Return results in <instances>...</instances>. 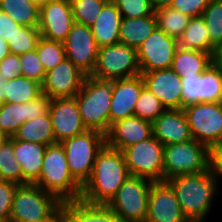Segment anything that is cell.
<instances>
[{
  "label": "cell",
  "mask_w": 222,
  "mask_h": 222,
  "mask_svg": "<svg viewBox=\"0 0 222 222\" xmlns=\"http://www.w3.org/2000/svg\"><path fill=\"white\" fill-rule=\"evenodd\" d=\"M130 177L122 151L106 144L99 151L89 180L84 184L80 199L91 204L107 205Z\"/></svg>",
  "instance_id": "1"
},
{
  "label": "cell",
  "mask_w": 222,
  "mask_h": 222,
  "mask_svg": "<svg viewBox=\"0 0 222 222\" xmlns=\"http://www.w3.org/2000/svg\"><path fill=\"white\" fill-rule=\"evenodd\" d=\"M166 182L175 193L186 219L189 222H205L220 191L209 171L176 176Z\"/></svg>",
  "instance_id": "2"
},
{
  "label": "cell",
  "mask_w": 222,
  "mask_h": 222,
  "mask_svg": "<svg viewBox=\"0 0 222 222\" xmlns=\"http://www.w3.org/2000/svg\"><path fill=\"white\" fill-rule=\"evenodd\" d=\"M34 184L56 196L62 203L80 199L82 187L70 174L64 147L60 142L47 145L41 173Z\"/></svg>",
  "instance_id": "3"
},
{
  "label": "cell",
  "mask_w": 222,
  "mask_h": 222,
  "mask_svg": "<svg viewBox=\"0 0 222 222\" xmlns=\"http://www.w3.org/2000/svg\"><path fill=\"white\" fill-rule=\"evenodd\" d=\"M74 98L85 127L106 134L110 128L112 80L87 76Z\"/></svg>",
  "instance_id": "4"
},
{
  "label": "cell",
  "mask_w": 222,
  "mask_h": 222,
  "mask_svg": "<svg viewBox=\"0 0 222 222\" xmlns=\"http://www.w3.org/2000/svg\"><path fill=\"white\" fill-rule=\"evenodd\" d=\"M73 179L83 187L89 180L96 156L106 144L105 134L87 130L61 142Z\"/></svg>",
  "instance_id": "5"
},
{
  "label": "cell",
  "mask_w": 222,
  "mask_h": 222,
  "mask_svg": "<svg viewBox=\"0 0 222 222\" xmlns=\"http://www.w3.org/2000/svg\"><path fill=\"white\" fill-rule=\"evenodd\" d=\"M62 202L35 184L18 185L9 222H34L52 217Z\"/></svg>",
  "instance_id": "6"
},
{
  "label": "cell",
  "mask_w": 222,
  "mask_h": 222,
  "mask_svg": "<svg viewBox=\"0 0 222 222\" xmlns=\"http://www.w3.org/2000/svg\"><path fill=\"white\" fill-rule=\"evenodd\" d=\"M153 182L147 178L130 175L107 206L123 222H146Z\"/></svg>",
  "instance_id": "7"
},
{
  "label": "cell",
  "mask_w": 222,
  "mask_h": 222,
  "mask_svg": "<svg viewBox=\"0 0 222 222\" xmlns=\"http://www.w3.org/2000/svg\"><path fill=\"white\" fill-rule=\"evenodd\" d=\"M208 147L195 139L164 145V181L186 174H198L208 170Z\"/></svg>",
  "instance_id": "8"
},
{
  "label": "cell",
  "mask_w": 222,
  "mask_h": 222,
  "mask_svg": "<svg viewBox=\"0 0 222 222\" xmlns=\"http://www.w3.org/2000/svg\"><path fill=\"white\" fill-rule=\"evenodd\" d=\"M140 74L137 49L116 43L99 48L97 62L90 76L99 80L111 81Z\"/></svg>",
  "instance_id": "9"
},
{
  "label": "cell",
  "mask_w": 222,
  "mask_h": 222,
  "mask_svg": "<svg viewBox=\"0 0 222 222\" xmlns=\"http://www.w3.org/2000/svg\"><path fill=\"white\" fill-rule=\"evenodd\" d=\"M183 111L193 139L208 148L222 142V101L188 104Z\"/></svg>",
  "instance_id": "10"
},
{
  "label": "cell",
  "mask_w": 222,
  "mask_h": 222,
  "mask_svg": "<svg viewBox=\"0 0 222 222\" xmlns=\"http://www.w3.org/2000/svg\"><path fill=\"white\" fill-rule=\"evenodd\" d=\"M164 145L154 136L122 150L127 169L132 176L164 181Z\"/></svg>",
  "instance_id": "11"
},
{
  "label": "cell",
  "mask_w": 222,
  "mask_h": 222,
  "mask_svg": "<svg viewBox=\"0 0 222 222\" xmlns=\"http://www.w3.org/2000/svg\"><path fill=\"white\" fill-rule=\"evenodd\" d=\"M177 48L176 39L156 28L137 48L140 72L169 69Z\"/></svg>",
  "instance_id": "12"
},
{
  "label": "cell",
  "mask_w": 222,
  "mask_h": 222,
  "mask_svg": "<svg viewBox=\"0 0 222 222\" xmlns=\"http://www.w3.org/2000/svg\"><path fill=\"white\" fill-rule=\"evenodd\" d=\"M63 43L66 58L90 76L94 71L99 51L91 27L75 22Z\"/></svg>",
  "instance_id": "13"
},
{
  "label": "cell",
  "mask_w": 222,
  "mask_h": 222,
  "mask_svg": "<svg viewBox=\"0 0 222 222\" xmlns=\"http://www.w3.org/2000/svg\"><path fill=\"white\" fill-rule=\"evenodd\" d=\"M87 77L68 58L46 72L42 93L54 98H74Z\"/></svg>",
  "instance_id": "14"
},
{
  "label": "cell",
  "mask_w": 222,
  "mask_h": 222,
  "mask_svg": "<svg viewBox=\"0 0 222 222\" xmlns=\"http://www.w3.org/2000/svg\"><path fill=\"white\" fill-rule=\"evenodd\" d=\"M74 23L70 0H49L40 9L38 29L46 39L64 42Z\"/></svg>",
  "instance_id": "15"
},
{
  "label": "cell",
  "mask_w": 222,
  "mask_h": 222,
  "mask_svg": "<svg viewBox=\"0 0 222 222\" xmlns=\"http://www.w3.org/2000/svg\"><path fill=\"white\" fill-rule=\"evenodd\" d=\"M51 100L42 93L27 103H2L0 105V131L8 137H13L23 123L47 114Z\"/></svg>",
  "instance_id": "16"
},
{
  "label": "cell",
  "mask_w": 222,
  "mask_h": 222,
  "mask_svg": "<svg viewBox=\"0 0 222 222\" xmlns=\"http://www.w3.org/2000/svg\"><path fill=\"white\" fill-rule=\"evenodd\" d=\"M56 142L79 135L88 129L83 124L75 98H54L49 106Z\"/></svg>",
  "instance_id": "17"
},
{
  "label": "cell",
  "mask_w": 222,
  "mask_h": 222,
  "mask_svg": "<svg viewBox=\"0 0 222 222\" xmlns=\"http://www.w3.org/2000/svg\"><path fill=\"white\" fill-rule=\"evenodd\" d=\"M146 222H189L175 193L166 181L152 183Z\"/></svg>",
  "instance_id": "18"
},
{
  "label": "cell",
  "mask_w": 222,
  "mask_h": 222,
  "mask_svg": "<svg viewBox=\"0 0 222 222\" xmlns=\"http://www.w3.org/2000/svg\"><path fill=\"white\" fill-rule=\"evenodd\" d=\"M147 87L166 109H183L180 76L171 68L141 73Z\"/></svg>",
  "instance_id": "19"
},
{
  "label": "cell",
  "mask_w": 222,
  "mask_h": 222,
  "mask_svg": "<svg viewBox=\"0 0 222 222\" xmlns=\"http://www.w3.org/2000/svg\"><path fill=\"white\" fill-rule=\"evenodd\" d=\"M144 86L141 74L131 78L112 80L110 126L118 120L134 116L135 104Z\"/></svg>",
  "instance_id": "20"
},
{
  "label": "cell",
  "mask_w": 222,
  "mask_h": 222,
  "mask_svg": "<svg viewBox=\"0 0 222 222\" xmlns=\"http://www.w3.org/2000/svg\"><path fill=\"white\" fill-rule=\"evenodd\" d=\"M153 136L152 123L137 116L127 117L111 124L105 134L106 145L122 151L124 148Z\"/></svg>",
  "instance_id": "21"
},
{
  "label": "cell",
  "mask_w": 222,
  "mask_h": 222,
  "mask_svg": "<svg viewBox=\"0 0 222 222\" xmlns=\"http://www.w3.org/2000/svg\"><path fill=\"white\" fill-rule=\"evenodd\" d=\"M153 136L163 145L192 140L183 109H166L152 122Z\"/></svg>",
  "instance_id": "22"
},
{
  "label": "cell",
  "mask_w": 222,
  "mask_h": 222,
  "mask_svg": "<svg viewBox=\"0 0 222 222\" xmlns=\"http://www.w3.org/2000/svg\"><path fill=\"white\" fill-rule=\"evenodd\" d=\"M14 156L22 168V185L34 184L41 173L47 145L13 138Z\"/></svg>",
  "instance_id": "23"
},
{
  "label": "cell",
  "mask_w": 222,
  "mask_h": 222,
  "mask_svg": "<svg viewBox=\"0 0 222 222\" xmlns=\"http://www.w3.org/2000/svg\"><path fill=\"white\" fill-rule=\"evenodd\" d=\"M63 222H123L107 205L91 204L82 199L67 201Z\"/></svg>",
  "instance_id": "24"
},
{
  "label": "cell",
  "mask_w": 222,
  "mask_h": 222,
  "mask_svg": "<svg viewBox=\"0 0 222 222\" xmlns=\"http://www.w3.org/2000/svg\"><path fill=\"white\" fill-rule=\"evenodd\" d=\"M121 13L114 2H106L96 21L90 26L99 48L119 43Z\"/></svg>",
  "instance_id": "25"
},
{
  "label": "cell",
  "mask_w": 222,
  "mask_h": 222,
  "mask_svg": "<svg viewBox=\"0 0 222 222\" xmlns=\"http://www.w3.org/2000/svg\"><path fill=\"white\" fill-rule=\"evenodd\" d=\"M157 28L155 14L142 18H122L119 29V43L137 49Z\"/></svg>",
  "instance_id": "26"
},
{
  "label": "cell",
  "mask_w": 222,
  "mask_h": 222,
  "mask_svg": "<svg viewBox=\"0 0 222 222\" xmlns=\"http://www.w3.org/2000/svg\"><path fill=\"white\" fill-rule=\"evenodd\" d=\"M210 65H212L210 53L177 48L170 68L182 79L187 76L201 75Z\"/></svg>",
  "instance_id": "27"
},
{
  "label": "cell",
  "mask_w": 222,
  "mask_h": 222,
  "mask_svg": "<svg viewBox=\"0 0 222 222\" xmlns=\"http://www.w3.org/2000/svg\"><path fill=\"white\" fill-rule=\"evenodd\" d=\"M13 138L44 145L57 143L49 113L23 123Z\"/></svg>",
  "instance_id": "28"
},
{
  "label": "cell",
  "mask_w": 222,
  "mask_h": 222,
  "mask_svg": "<svg viewBox=\"0 0 222 222\" xmlns=\"http://www.w3.org/2000/svg\"><path fill=\"white\" fill-rule=\"evenodd\" d=\"M177 44L181 49L210 53V39L202 15L191 18L183 34L177 39Z\"/></svg>",
  "instance_id": "29"
},
{
  "label": "cell",
  "mask_w": 222,
  "mask_h": 222,
  "mask_svg": "<svg viewBox=\"0 0 222 222\" xmlns=\"http://www.w3.org/2000/svg\"><path fill=\"white\" fill-rule=\"evenodd\" d=\"M0 10L8 14L19 25L39 26L40 8L29 0H0Z\"/></svg>",
  "instance_id": "30"
},
{
  "label": "cell",
  "mask_w": 222,
  "mask_h": 222,
  "mask_svg": "<svg viewBox=\"0 0 222 222\" xmlns=\"http://www.w3.org/2000/svg\"><path fill=\"white\" fill-rule=\"evenodd\" d=\"M5 102L27 103L42 94V84L24 76L5 81Z\"/></svg>",
  "instance_id": "31"
},
{
  "label": "cell",
  "mask_w": 222,
  "mask_h": 222,
  "mask_svg": "<svg viewBox=\"0 0 222 222\" xmlns=\"http://www.w3.org/2000/svg\"><path fill=\"white\" fill-rule=\"evenodd\" d=\"M154 14L157 20V28L176 40L183 34L191 20V17L171 6L158 8L154 10Z\"/></svg>",
  "instance_id": "32"
},
{
  "label": "cell",
  "mask_w": 222,
  "mask_h": 222,
  "mask_svg": "<svg viewBox=\"0 0 222 222\" xmlns=\"http://www.w3.org/2000/svg\"><path fill=\"white\" fill-rule=\"evenodd\" d=\"M220 101H222V71L212 64L200 75L199 102Z\"/></svg>",
  "instance_id": "33"
},
{
  "label": "cell",
  "mask_w": 222,
  "mask_h": 222,
  "mask_svg": "<svg viewBox=\"0 0 222 222\" xmlns=\"http://www.w3.org/2000/svg\"><path fill=\"white\" fill-rule=\"evenodd\" d=\"M0 181L22 185V168L14 156L13 137L0 145Z\"/></svg>",
  "instance_id": "34"
},
{
  "label": "cell",
  "mask_w": 222,
  "mask_h": 222,
  "mask_svg": "<svg viewBox=\"0 0 222 222\" xmlns=\"http://www.w3.org/2000/svg\"><path fill=\"white\" fill-rule=\"evenodd\" d=\"M207 33L210 39V54L222 44V0H211L203 11Z\"/></svg>",
  "instance_id": "35"
},
{
  "label": "cell",
  "mask_w": 222,
  "mask_h": 222,
  "mask_svg": "<svg viewBox=\"0 0 222 222\" xmlns=\"http://www.w3.org/2000/svg\"><path fill=\"white\" fill-rule=\"evenodd\" d=\"M41 34L38 27L19 25L7 40L10 53L21 55L35 50Z\"/></svg>",
  "instance_id": "36"
},
{
  "label": "cell",
  "mask_w": 222,
  "mask_h": 222,
  "mask_svg": "<svg viewBox=\"0 0 222 222\" xmlns=\"http://www.w3.org/2000/svg\"><path fill=\"white\" fill-rule=\"evenodd\" d=\"M36 51L45 73L66 59L63 42L49 40L42 36L38 40Z\"/></svg>",
  "instance_id": "37"
},
{
  "label": "cell",
  "mask_w": 222,
  "mask_h": 222,
  "mask_svg": "<svg viewBox=\"0 0 222 222\" xmlns=\"http://www.w3.org/2000/svg\"><path fill=\"white\" fill-rule=\"evenodd\" d=\"M165 110L160 100L144 86L135 104L134 116L152 123Z\"/></svg>",
  "instance_id": "38"
},
{
  "label": "cell",
  "mask_w": 222,
  "mask_h": 222,
  "mask_svg": "<svg viewBox=\"0 0 222 222\" xmlns=\"http://www.w3.org/2000/svg\"><path fill=\"white\" fill-rule=\"evenodd\" d=\"M74 21L91 26L101 12L107 0H70Z\"/></svg>",
  "instance_id": "39"
},
{
  "label": "cell",
  "mask_w": 222,
  "mask_h": 222,
  "mask_svg": "<svg viewBox=\"0 0 222 222\" xmlns=\"http://www.w3.org/2000/svg\"><path fill=\"white\" fill-rule=\"evenodd\" d=\"M19 59L21 62V76L43 84L46 73L36 49L19 55Z\"/></svg>",
  "instance_id": "40"
},
{
  "label": "cell",
  "mask_w": 222,
  "mask_h": 222,
  "mask_svg": "<svg viewBox=\"0 0 222 222\" xmlns=\"http://www.w3.org/2000/svg\"><path fill=\"white\" fill-rule=\"evenodd\" d=\"M122 18H142L154 13L150 0H116Z\"/></svg>",
  "instance_id": "41"
},
{
  "label": "cell",
  "mask_w": 222,
  "mask_h": 222,
  "mask_svg": "<svg viewBox=\"0 0 222 222\" xmlns=\"http://www.w3.org/2000/svg\"><path fill=\"white\" fill-rule=\"evenodd\" d=\"M18 184L11 181H0V220L9 222L12 202Z\"/></svg>",
  "instance_id": "42"
},
{
  "label": "cell",
  "mask_w": 222,
  "mask_h": 222,
  "mask_svg": "<svg viewBox=\"0 0 222 222\" xmlns=\"http://www.w3.org/2000/svg\"><path fill=\"white\" fill-rule=\"evenodd\" d=\"M210 1L211 0H173L170 6L192 18L202 15Z\"/></svg>",
  "instance_id": "43"
},
{
  "label": "cell",
  "mask_w": 222,
  "mask_h": 222,
  "mask_svg": "<svg viewBox=\"0 0 222 222\" xmlns=\"http://www.w3.org/2000/svg\"><path fill=\"white\" fill-rule=\"evenodd\" d=\"M200 75L187 76L181 79L183 107L199 102Z\"/></svg>",
  "instance_id": "44"
},
{
  "label": "cell",
  "mask_w": 222,
  "mask_h": 222,
  "mask_svg": "<svg viewBox=\"0 0 222 222\" xmlns=\"http://www.w3.org/2000/svg\"><path fill=\"white\" fill-rule=\"evenodd\" d=\"M208 171L219 186L222 179V142L208 149Z\"/></svg>",
  "instance_id": "45"
},
{
  "label": "cell",
  "mask_w": 222,
  "mask_h": 222,
  "mask_svg": "<svg viewBox=\"0 0 222 222\" xmlns=\"http://www.w3.org/2000/svg\"><path fill=\"white\" fill-rule=\"evenodd\" d=\"M0 72L5 81L21 76V62L19 55L9 53L0 62Z\"/></svg>",
  "instance_id": "46"
},
{
  "label": "cell",
  "mask_w": 222,
  "mask_h": 222,
  "mask_svg": "<svg viewBox=\"0 0 222 222\" xmlns=\"http://www.w3.org/2000/svg\"><path fill=\"white\" fill-rule=\"evenodd\" d=\"M18 26L17 22L0 10V37L7 41Z\"/></svg>",
  "instance_id": "47"
},
{
  "label": "cell",
  "mask_w": 222,
  "mask_h": 222,
  "mask_svg": "<svg viewBox=\"0 0 222 222\" xmlns=\"http://www.w3.org/2000/svg\"><path fill=\"white\" fill-rule=\"evenodd\" d=\"M212 64L222 71V44L214 49L212 54Z\"/></svg>",
  "instance_id": "48"
},
{
  "label": "cell",
  "mask_w": 222,
  "mask_h": 222,
  "mask_svg": "<svg viewBox=\"0 0 222 222\" xmlns=\"http://www.w3.org/2000/svg\"><path fill=\"white\" fill-rule=\"evenodd\" d=\"M34 222H63V206L52 217Z\"/></svg>",
  "instance_id": "49"
},
{
  "label": "cell",
  "mask_w": 222,
  "mask_h": 222,
  "mask_svg": "<svg viewBox=\"0 0 222 222\" xmlns=\"http://www.w3.org/2000/svg\"><path fill=\"white\" fill-rule=\"evenodd\" d=\"M10 53L8 43L0 37V62Z\"/></svg>",
  "instance_id": "50"
},
{
  "label": "cell",
  "mask_w": 222,
  "mask_h": 222,
  "mask_svg": "<svg viewBox=\"0 0 222 222\" xmlns=\"http://www.w3.org/2000/svg\"><path fill=\"white\" fill-rule=\"evenodd\" d=\"M173 0H150V4L154 10L170 6Z\"/></svg>",
  "instance_id": "51"
},
{
  "label": "cell",
  "mask_w": 222,
  "mask_h": 222,
  "mask_svg": "<svg viewBox=\"0 0 222 222\" xmlns=\"http://www.w3.org/2000/svg\"><path fill=\"white\" fill-rule=\"evenodd\" d=\"M5 80L2 76V73L0 72V105L2 103H5Z\"/></svg>",
  "instance_id": "52"
},
{
  "label": "cell",
  "mask_w": 222,
  "mask_h": 222,
  "mask_svg": "<svg viewBox=\"0 0 222 222\" xmlns=\"http://www.w3.org/2000/svg\"><path fill=\"white\" fill-rule=\"evenodd\" d=\"M29 1L41 9L49 0H29Z\"/></svg>",
  "instance_id": "53"
},
{
  "label": "cell",
  "mask_w": 222,
  "mask_h": 222,
  "mask_svg": "<svg viewBox=\"0 0 222 222\" xmlns=\"http://www.w3.org/2000/svg\"><path fill=\"white\" fill-rule=\"evenodd\" d=\"M9 138L6 136L3 132L0 131V145L7 139Z\"/></svg>",
  "instance_id": "54"
},
{
  "label": "cell",
  "mask_w": 222,
  "mask_h": 222,
  "mask_svg": "<svg viewBox=\"0 0 222 222\" xmlns=\"http://www.w3.org/2000/svg\"><path fill=\"white\" fill-rule=\"evenodd\" d=\"M116 0H107V2H115Z\"/></svg>",
  "instance_id": "55"
}]
</instances>
